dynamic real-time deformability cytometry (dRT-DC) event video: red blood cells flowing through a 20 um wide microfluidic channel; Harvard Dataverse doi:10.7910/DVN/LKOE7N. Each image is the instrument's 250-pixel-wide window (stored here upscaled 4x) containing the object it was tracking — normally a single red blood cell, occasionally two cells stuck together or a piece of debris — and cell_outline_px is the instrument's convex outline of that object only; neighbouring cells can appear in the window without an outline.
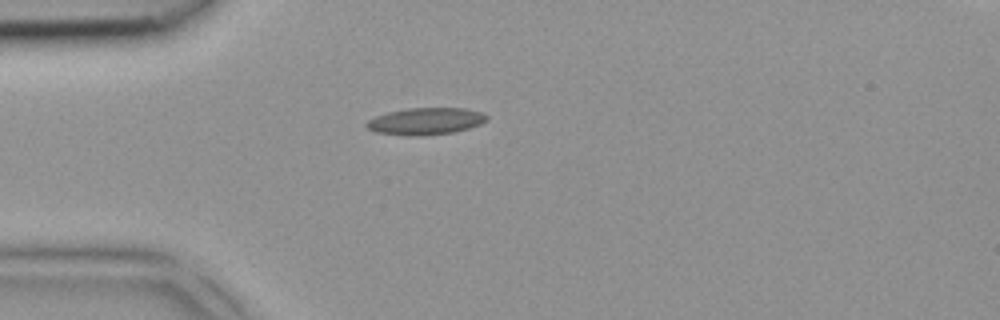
{"species": "common noctule bat (a hibernating species)", "species_latin": "Nyctalus noctula", "temperature_condition": "room temperature", "stored_images_in_passage": 1, "camera_frame_rate_fps": 3000, "um_per_image_px": 0.085, "animal": {"sex": "female", "body_mass_g": 18.4}, "frame": {"image": 1, "passage_image": 1, "time_ms": 0.0, "image_size_px": [1000, 320], "cell_outline_px": [[488, 120], [480, 124], [468, 128], [452, 132], [420, 136], [408, 136], [376, 132], [368, 128], [364, 124], [368, 120], [376, 116], [388, 112], [408, 108], [464, 108], [480, 112], [488, 116]], "centroid_in_image_um": [36.17, 10.3], "position_along_channel_um": 48.8, "area_um2": 18.79}}